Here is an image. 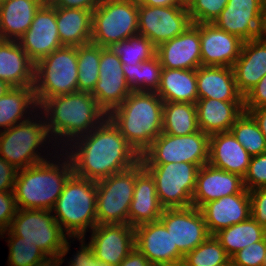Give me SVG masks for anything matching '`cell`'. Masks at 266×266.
Here are the masks:
<instances>
[{"label": "cell", "instance_id": "obj_1", "mask_svg": "<svg viewBox=\"0 0 266 266\" xmlns=\"http://www.w3.org/2000/svg\"><path fill=\"white\" fill-rule=\"evenodd\" d=\"M81 137V143L77 141V145L80 144L77 152L72 151L67 156L73 166V174L78 177L97 182L140 161L138 152L108 117L95 130Z\"/></svg>", "mask_w": 266, "mask_h": 266}, {"label": "cell", "instance_id": "obj_2", "mask_svg": "<svg viewBox=\"0 0 266 266\" xmlns=\"http://www.w3.org/2000/svg\"><path fill=\"white\" fill-rule=\"evenodd\" d=\"M164 101L156 92L132 91L108 118L141 155L162 133Z\"/></svg>", "mask_w": 266, "mask_h": 266}, {"label": "cell", "instance_id": "obj_3", "mask_svg": "<svg viewBox=\"0 0 266 266\" xmlns=\"http://www.w3.org/2000/svg\"><path fill=\"white\" fill-rule=\"evenodd\" d=\"M40 108H44V113L50 116L47 119L50 122L47 124L46 121L48 134L70 137L71 141L75 137L81 139L82 134L95 129L108 117L89 92L77 91L47 98Z\"/></svg>", "mask_w": 266, "mask_h": 266}, {"label": "cell", "instance_id": "obj_4", "mask_svg": "<svg viewBox=\"0 0 266 266\" xmlns=\"http://www.w3.org/2000/svg\"><path fill=\"white\" fill-rule=\"evenodd\" d=\"M58 165L46 159L17 171L13 191L17 209L52 211L65 182L73 174L71 161L60 164L61 170Z\"/></svg>", "mask_w": 266, "mask_h": 266}, {"label": "cell", "instance_id": "obj_5", "mask_svg": "<svg viewBox=\"0 0 266 266\" xmlns=\"http://www.w3.org/2000/svg\"><path fill=\"white\" fill-rule=\"evenodd\" d=\"M96 203V182L72 174L52 209L54 218L66 235L84 240L88 226L92 230L97 225Z\"/></svg>", "mask_w": 266, "mask_h": 266}, {"label": "cell", "instance_id": "obj_6", "mask_svg": "<svg viewBox=\"0 0 266 266\" xmlns=\"http://www.w3.org/2000/svg\"><path fill=\"white\" fill-rule=\"evenodd\" d=\"M77 47L62 46L35 63L34 92L38 105L47 98L78 91Z\"/></svg>", "mask_w": 266, "mask_h": 266}, {"label": "cell", "instance_id": "obj_7", "mask_svg": "<svg viewBox=\"0 0 266 266\" xmlns=\"http://www.w3.org/2000/svg\"><path fill=\"white\" fill-rule=\"evenodd\" d=\"M48 210L17 209L8 231L23 241L37 245L47 256L61 255L69 250L62 228Z\"/></svg>", "mask_w": 266, "mask_h": 266}, {"label": "cell", "instance_id": "obj_8", "mask_svg": "<svg viewBox=\"0 0 266 266\" xmlns=\"http://www.w3.org/2000/svg\"><path fill=\"white\" fill-rule=\"evenodd\" d=\"M138 35V4L134 0H103L92 12L91 43L110 47Z\"/></svg>", "mask_w": 266, "mask_h": 266}, {"label": "cell", "instance_id": "obj_9", "mask_svg": "<svg viewBox=\"0 0 266 266\" xmlns=\"http://www.w3.org/2000/svg\"><path fill=\"white\" fill-rule=\"evenodd\" d=\"M144 168L139 161L133 167L115 173L97 184V224H128L136 175Z\"/></svg>", "mask_w": 266, "mask_h": 266}, {"label": "cell", "instance_id": "obj_10", "mask_svg": "<svg viewBox=\"0 0 266 266\" xmlns=\"http://www.w3.org/2000/svg\"><path fill=\"white\" fill-rule=\"evenodd\" d=\"M142 164L209 163V135L201 130L189 135L161 133L140 155Z\"/></svg>", "mask_w": 266, "mask_h": 266}, {"label": "cell", "instance_id": "obj_11", "mask_svg": "<svg viewBox=\"0 0 266 266\" xmlns=\"http://www.w3.org/2000/svg\"><path fill=\"white\" fill-rule=\"evenodd\" d=\"M153 176L164 209L192 206L199 166L192 163L143 164Z\"/></svg>", "mask_w": 266, "mask_h": 266}, {"label": "cell", "instance_id": "obj_12", "mask_svg": "<svg viewBox=\"0 0 266 266\" xmlns=\"http://www.w3.org/2000/svg\"><path fill=\"white\" fill-rule=\"evenodd\" d=\"M3 131L0 133V156L17 170L46 161L35 151L48 137L45 122L28 119Z\"/></svg>", "mask_w": 266, "mask_h": 266}, {"label": "cell", "instance_id": "obj_13", "mask_svg": "<svg viewBox=\"0 0 266 266\" xmlns=\"http://www.w3.org/2000/svg\"><path fill=\"white\" fill-rule=\"evenodd\" d=\"M192 24L187 6L138 4V34L156 47L182 34Z\"/></svg>", "mask_w": 266, "mask_h": 266}, {"label": "cell", "instance_id": "obj_14", "mask_svg": "<svg viewBox=\"0 0 266 266\" xmlns=\"http://www.w3.org/2000/svg\"><path fill=\"white\" fill-rule=\"evenodd\" d=\"M265 9V0H228L213 24L243 41L256 39L263 35Z\"/></svg>", "mask_w": 266, "mask_h": 266}, {"label": "cell", "instance_id": "obj_15", "mask_svg": "<svg viewBox=\"0 0 266 266\" xmlns=\"http://www.w3.org/2000/svg\"><path fill=\"white\" fill-rule=\"evenodd\" d=\"M159 220L184 256L210 236L203 213L193 206L164 209Z\"/></svg>", "mask_w": 266, "mask_h": 266}, {"label": "cell", "instance_id": "obj_16", "mask_svg": "<svg viewBox=\"0 0 266 266\" xmlns=\"http://www.w3.org/2000/svg\"><path fill=\"white\" fill-rule=\"evenodd\" d=\"M131 92L132 90L125 81L120 58L109 47L100 46L98 82L90 94L109 114L120 106Z\"/></svg>", "mask_w": 266, "mask_h": 266}, {"label": "cell", "instance_id": "obj_17", "mask_svg": "<svg viewBox=\"0 0 266 266\" xmlns=\"http://www.w3.org/2000/svg\"><path fill=\"white\" fill-rule=\"evenodd\" d=\"M17 41L34 63L62 47L56 7L52 3H44L34 15L31 26Z\"/></svg>", "mask_w": 266, "mask_h": 266}, {"label": "cell", "instance_id": "obj_18", "mask_svg": "<svg viewBox=\"0 0 266 266\" xmlns=\"http://www.w3.org/2000/svg\"><path fill=\"white\" fill-rule=\"evenodd\" d=\"M135 248L153 266H181L184 255L174 246L171 234L160 221L145 223L135 228Z\"/></svg>", "mask_w": 266, "mask_h": 266}, {"label": "cell", "instance_id": "obj_19", "mask_svg": "<svg viewBox=\"0 0 266 266\" xmlns=\"http://www.w3.org/2000/svg\"><path fill=\"white\" fill-rule=\"evenodd\" d=\"M89 244L100 262L119 266L135 248V229L129 224H97Z\"/></svg>", "mask_w": 266, "mask_h": 266}, {"label": "cell", "instance_id": "obj_20", "mask_svg": "<svg viewBox=\"0 0 266 266\" xmlns=\"http://www.w3.org/2000/svg\"><path fill=\"white\" fill-rule=\"evenodd\" d=\"M202 66L231 67L240 56L243 40L213 23L199 24Z\"/></svg>", "mask_w": 266, "mask_h": 266}, {"label": "cell", "instance_id": "obj_21", "mask_svg": "<svg viewBox=\"0 0 266 266\" xmlns=\"http://www.w3.org/2000/svg\"><path fill=\"white\" fill-rule=\"evenodd\" d=\"M162 68L196 70L202 66L199 24H192L182 34L157 47Z\"/></svg>", "mask_w": 266, "mask_h": 266}, {"label": "cell", "instance_id": "obj_22", "mask_svg": "<svg viewBox=\"0 0 266 266\" xmlns=\"http://www.w3.org/2000/svg\"><path fill=\"white\" fill-rule=\"evenodd\" d=\"M245 190L240 175L205 164L199 168L192 206L201 209L216 199L242 193Z\"/></svg>", "mask_w": 266, "mask_h": 266}, {"label": "cell", "instance_id": "obj_23", "mask_svg": "<svg viewBox=\"0 0 266 266\" xmlns=\"http://www.w3.org/2000/svg\"><path fill=\"white\" fill-rule=\"evenodd\" d=\"M207 230L214 235L219 230L246 221L251 217L250 193L225 196L206 203L201 209Z\"/></svg>", "mask_w": 266, "mask_h": 266}, {"label": "cell", "instance_id": "obj_24", "mask_svg": "<svg viewBox=\"0 0 266 266\" xmlns=\"http://www.w3.org/2000/svg\"><path fill=\"white\" fill-rule=\"evenodd\" d=\"M232 69L237 89L244 97L266 75V39L262 36L244 41Z\"/></svg>", "mask_w": 266, "mask_h": 266}, {"label": "cell", "instance_id": "obj_25", "mask_svg": "<svg viewBox=\"0 0 266 266\" xmlns=\"http://www.w3.org/2000/svg\"><path fill=\"white\" fill-rule=\"evenodd\" d=\"M164 208L161 206L153 176L144 167L135 180V190L129 208L128 224L136 227L158 221Z\"/></svg>", "mask_w": 266, "mask_h": 266}, {"label": "cell", "instance_id": "obj_26", "mask_svg": "<svg viewBox=\"0 0 266 266\" xmlns=\"http://www.w3.org/2000/svg\"><path fill=\"white\" fill-rule=\"evenodd\" d=\"M251 155L231 132L209 136V164L230 173L245 176Z\"/></svg>", "mask_w": 266, "mask_h": 266}, {"label": "cell", "instance_id": "obj_27", "mask_svg": "<svg viewBox=\"0 0 266 266\" xmlns=\"http://www.w3.org/2000/svg\"><path fill=\"white\" fill-rule=\"evenodd\" d=\"M35 63L17 40L0 39V80L11 87H33Z\"/></svg>", "mask_w": 266, "mask_h": 266}, {"label": "cell", "instance_id": "obj_28", "mask_svg": "<svg viewBox=\"0 0 266 266\" xmlns=\"http://www.w3.org/2000/svg\"><path fill=\"white\" fill-rule=\"evenodd\" d=\"M199 129L209 136L230 132L231 126L244 112V101L198 99L195 103Z\"/></svg>", "mask_w": 266, "mask_h": 266}, {"label": "cell", "instance_id": "obj_29", "mask_svg": "<svg viewBox=\"0 0 266 266\" xmlns=\"http://www.w3.org/2000/svg\"><path fill=\"white\" fill-rule=\"evenodd\" d=\"M196 77L199 99L244 101L243 95L237 89L231 67L200 66L196 69Z\"/></svg>", "mask_w": 266, "mask_h": 266}, {"label": "cell", "instance_id": "obj_30", "mask_svg": "<svg viewBox=\"0 0 266 266\" xmlns=\"http://www.w3.org/2000/svg\"><path fill=\"white\" fill-rule=\"evenodd\" d=\"M43 4L41 0H8L0 6V39L18 40Z\"/></svg>", "mask_w": 266, "mask_h": 266}, {"label": "cell", "instance_id": "obj_31", "mask_svg": "<svg viewBox=\"0 0 266 266\" xmlns=\"http://www.w3.org/2000/svg\"><path fill=\"white\" fill-rule=\"evenodd\" d=\"M56 23L63 46L78 47L91 43L92 11L56 7Z\"/></svg>", "mask_w": 266, "mask_h": 266}, {"label": "cell", "instance_id": "obj_32", "mask_svg": "<svg viewBox=\"0 0 266 266\" xmlns=\"http://www.w3.org/2000/svg\"><path fill=\"white\" fill-rule=\"evenodd\" d=\"M156 94L164 102L195 104L198 97L196 70L162 68Z\"/></svg>", "mask_w": 266, "mask_h": 266}, {"label": "cell", "instance_id": "obj_33", "mask_svg": "<svg viewBox=\"0 0 266 266\" xmlns=\"http://www.w3.org/2000/svg\"><path fill=\"white\" fill-rule=\"evenodd\" d=\"M265 236L266 229L252 217L246 221L221 229L214 234V237L224 247L230 258L241 249L261 241Z\"/></svg>", "mask_w": 266, "mask_h": 266}, {"label": "cell", "instance_id": "obj_34", "mask_svg": "<svg viewBox=\"0 0 266 266\" xmlns=\"http://www.w3.org/2000/svg\"><path fill=\"white\" fill-rule=\"evenodd\" d=\"M200 131L196 105L188 102H164L162 133L182 136Z\"/></svg>", "mask_w": 266, "mask_h": 266}, {"label": "cell", "instance_id": "obj_35", "mask_svg": "<svg viewBox=\"0 0 266 266\" xmlns=\"http://www.w3.org/2000/svg\"><path fill=\"white\" fill-rule=\"evenodd\" d=\"M29 105L38 107L33 87H12L4 96L0 97V127L6 129L27 121L22 120ZM20 119V120H19ZM19 121V122H18Z\"/></svg>", "mask_w": 266, "mask_h": 266}, {"label": "cell", "instance_id": "obj_36", "mask_svg": "<svg viewBox=\"0 0 266 266\" xmlns=\"http://www.w3.org/2000/svg\"><path fill=\"white\" fill-rule=\"evenodd\" d=\"M78 91L91 93L98 82L100 46L88 43L77 47Z\"/></svg>", "mask_w": 266, "mask_h": 266}, {"label": "cell", "instance_id": "obj_37", "mask_svg": "<svg viewBox=\"0 0 266 266\" xmlns=\"http://www.w3.org/2000/svg\"><path fill=\"white\" fill-rule=\"evenodd\" d=\"M230 132L251 156L266 152V139L248 112L244 111L236 119Z\"/></svg>", "mask_w": 266, "mask_h": 266}, {"label": "cell", "instance_id": "obj_38", "mask_svg": "<svg viewBox=\"0 0 266 266\" xmlns=\"http://www.w3.org/2000/svg\"><path fill=\"white\" fill-rule=\"evenodd\" d=\"M122 64L137 65L156 56L157 47L145 36L135 35L109 47Z\"/></svg>", "mask_w": 266, "mask_h": 266}, {"label": "cell", "instance_id": "obj_39", "mask_svg": "<svg viewBox=\"0 0 266 266\" xmlns=\"http://www.w3.org/2000/svg\"><path fill=\"white\" fill-rule=\"evenodd\" d=\"M181 266H230V257L214 235H210L184 256Z\"/></svg>", "mask_w": 266, "mask_h": 266}, {"label": "cell", "instance_id": "obj_40", "mask_svg": "<svg viewBox=\"0 0 266 266\" xmlns=\"http://www.w3.org/2000/svg\"><path fill=\"white\" fill-rule=\"evenodd\" d=\"M8 243L11 266H34L47 256L37 245L23 241L20 236H11Z\"/></svg>", "mask_w": 266, "mask_h": 266}, {"label": "cell", "instance_id": "obj_41", "mask_svg": "<svg viewBox=\"0 0 266 266\" xmlns=\"http://www.w3.org/2000/svg\"><path fill=\"white\" fill-rule=\"evenodd\" d=\"M161 71L162 66L157 55L137 64L136 91L156 92L160 85Z\"/></svg>", "mask_w": 266, "mask_h": 266}, {"label": "cell", "instance_id": "obj_42", "mask_svg": "<svg viewBox=\"0 0 266 266\" xmlns=\"http://www.w3.org/2000/svg\"><path fill=\"white\" fill-rule=\"evenodd\" d=\"M227 3L228 0H192L187 9L194 24L213 23Z\"/></svg>", "mask_w": 266, "mask_h": 266}, {"label": "cell", "instance_id": "obj_43", "mask_svg": "<svg viewBox=\"0 0 266 266\" xmlns=\"http://www.w3.org/2000/svg\"><path fill=\"white\" fill-rule=\"evenodd\" d=\"M266 258V236L241 249L230 258L232 266H263Z\"/></svg>", "mask_w": 266, "mask_h": 266}, {"label": "cell", "instance_id": "obj_44", "mask_svg": "<svg viewBox=\"0 0 266 266\" xmlns=\"http://www.w3.org/2000/svg\"><path fill=\"white\" fill-rule=\"evenodd\" d=\"M243 183L248 191L266 187V152L251 156L248 170L243 177Z\"/></svg>", "mask_w": 266, "mask_h": 266}, {"label": "cell", "instance_id": "obj_45", "mask_svg": "<svg viewBox=\"0 0 266 266\" xmlns=\"http://www.w3.org/2000/svg\"><path fill=\"white\" fill-rule=\"evenodd\" d=\"M17 211L13 191L0 192V234H5Z\"/></svg>", "mask_w": 266, "mask_h": 266}, {"label": "cell", "instance_id": "obj_46", "mask_svg": "<svg viewBox=\"0 0 266 266\" xmlns=\"http://www.w3.org/2000/svg\"><path fill=\"white\" fill-rule=\"evenodd\" d=\"M249 193L251 217L266 229V187L253 189Z\"/></svg>", "mask_w": 266, "mask_h": 266}, {"label": "cell", "instance_id": "obj_47", "mask_svg": "<svg viewBox=\"0 0 266 266\" xmlns=\"http://www.w3.org/2000/svg\"><path fill=\"white\" fill-rule=\"evenodd\" d=\"M266 107V75L244 96V109Z\"/></svg>", "mask_w": 266, "mask_h": 266}, {"label": "cell", "instance_id": "obj_48", "mask_svg": "<svg viewBox=\"0 0 266 266\" xmlns=\"http://www.w3.org/2000/svg\"><path fill=\"white\" fill-rule=\"evenodd\" d=\"M17 171L13 165L0 156V192L14 191Z\"/></svg>", "mask_w": 266, "mask_h": 266}, {"label": "cell", "instance_id": "obj_49", "mask_svg": "<svg viewBox=\"0 0 266 266\" xmlns=\"http://www.w3.org/2000/svg\"><path fill=\"white\" fill-rule=\"evenodd\" d=\"M80 250L74 260L70 261V266H98L100 261L96 258L93 247L90 244L88 246L82 244Z\"/></svg>", "mask_w": 266, "mask_h": 266}, {"label": "cell", "instance_id": "obj_50", "mask_svg": "<svg viewBox=\"0 0 266 266\" xmlns=\"http://www.w3.org/2000/svg\"><path fill=\"white\" fill-rule=\"evenodd\" d=\"M103 0H55L52 4L59 8H76L94 11Z\"/></svg>", "mask_w": 266, "mask_h": 266}, {"label": "cell", "instance_id": "obj_51", "mask_svg": "<svg viewBox=\"0 0 266 266\" xmlns=\"http://www.w3.org/2000/svg\"><path fill=\"white\" fill-rule=\"evenodd\" d=\"M119 266H153L150 261L134 248L120 263Z\"/></svg>", "mask_w": 266, "mask_h": 266}, {"label": "cell", "instance_id": "obj_52", "mask_svg": "<svg viewBox=\"0 0 266 266\" xmlns=\"http://www.w3.org/2000/svg\"><path fill=\"white\" fill-rule=\"evenodd\" d=\"M244 111L248 112L253 117L266 139V107L244 109Z\"/></svg>", "mask_w": 266, "mask_h": 266}, {"label": "cell", "instance_id": "obj_53", "mask_svg": "<svg viewBox=\"0 0 266 266\" xmlns=\"http://www.w3.org/2000/svg\"><path fill=\"white\" fill-rule=\"evenodd\" d=\"M122 70L124 73L126 84L132 91H136L137 65L122 64Z\"/></svg>", "mask_w": 266, "mask_h": 266}, {"label": "cell", "instance_id": "obj_54", "mask_svg": "<svg viewBox=\"0 0 266 266\" xmlns=\"http://www.w3.org/2000/svg\"><path fill=\"white\" fill-rule=\"evenodd\" d=\"M140 4L147 6H184L179 0H143Z\"/></svg>", "mask_w": 266, "mask_h": 266}, {"label": "cell", "instance_id": "obj_55", "mask_svg": "<svg viewBox=\"0 0 266 266\" xmlns=\"http://www.w3.org/2000/svg\"><path fill=\"white\" fill-rule=\"evenodd\" d=\"M61 255L46 256L43 260L37 262L34 266H59L63 263ZM60 263V264H59Z\"/></svg>", "mask_w": 266, "mask_h": 266}, {"label": "cell", "instance_id": "obj_56", "mask_svg": "<svg viewBox=\"0 0 266 266\" xmlns=\"http://www.w3.org/2000/svg\"><path fill=\"white\" fill-rule=\"evenodd\" d=\"M11 88L7 82L0 80V97L4 96Z\"/></svg>", "mask_w": 266, "mask_h": 266}, {"label": "cell", "instance_id": "obj_57", "mask_svg": "<svg viewBox=\"0 0 266 266\" xmlns=\"http://www.w3.org/2000/svg\"><path fill=\"white\" fill-rule=\"evenodd\" d=\"M262 36L266 39V9H265V19H264V28Z\"/></svg>", "mask_w": 266, "mask_h": 266}, {"label": "cell", "instance_id": "obj_58", "mask_svg": "<svg viewBox=\"0 0 266 266\" xmlns=\"http://www.w3.org/2000/svg\"><path fill=\"white\" fill-rule=\"evenodd\" d=\"M179 1H180V3H181L182 5H184V6H188V5L191 3L192 0H179Z\"/></svg>", "mask_w": 266, "mask_h": 266}, {"label": "cell", "instance_id": "obj_59", "mask_svg": "<svg viewBox=\"0 0 266 266\" xmlns=\"http://www.w3.org/2000/svg\"><path fill=\"white\" fill-rule=\"evenodd\" d=\"M43 3H49V4H51V3H53L55 0H41Z\"/></svg>", "mask_w": 266, "mask_h": 266}, {"label": "cell", "instance_id": "obj_60", "mask_svg": "<svg viewBox=\"0 0 266 266\" xmlns=\"http://www.w3.org/2000/svg\"><path fill=\"white\" fill-rule=\"evenodd\" d=\"M98 266H113V265H108V264H105V263L99 262V263H98Z\"/></svg>", "mask_w": 266, "mask_h": 266}, {"label": "cell", "instance_id": "obj_61", "mask_svg": "<svg viewBox=\"0 0 266 266\" xmlns=\"http://www.w3.org/2000/svg\"><path fill=\"white\" fill-rule=\"evenodd\" d=\"M8 0H0V6H2L5 2H7Z\"/></svg>", "mask_w": 266, "mask_h": 266}, {"label": "cell", "instance_id": "obj_62", "mask_svg": "<svg viewBox=\"0 0 266 266\" xmlns=\"http://www.w3.org/2000/svg\"><path fill=\"white\" fill-rule=\"evenodd\" d=\"M137 4H140L143 0H134Z\"/></svg>", "mask_w": 266, "mask_h": 266}]
</instances>
